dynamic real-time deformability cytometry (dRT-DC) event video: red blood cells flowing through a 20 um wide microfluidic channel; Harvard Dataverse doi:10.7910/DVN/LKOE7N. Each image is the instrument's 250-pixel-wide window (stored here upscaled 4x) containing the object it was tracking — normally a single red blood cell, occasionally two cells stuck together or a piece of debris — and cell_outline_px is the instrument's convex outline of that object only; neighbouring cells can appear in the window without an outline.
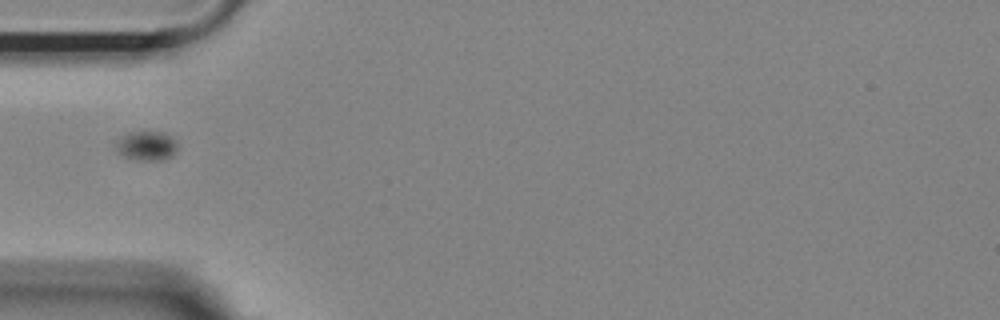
{"species": "Egyptian fruit bat (a non-hibernating species)", "species_latin": "Rousettus aegyptiacus", "temperature_condition": "room temperature", "stored_images_in_passage": 38, "camera_frame_rate_fps": 3000, "um_per_image_px": 0.085, "animal": {"sex": "female"}, "frame": {"image": 1, "passage_image": 1, "time_ms": 0.0, "image_size_px": [1000, 320], "cell_outline_px": [[176, 148], [172, 156], [160, 160], [140, 160], [124, 156], [116, 148], [116, 140], [120, 136], [128, 132], [164, 132], [176, 140]], "centroid_in_image_um": [12.45, 12.37], "position_along_channel_um": 72.6, "area_um2": 10.4}}
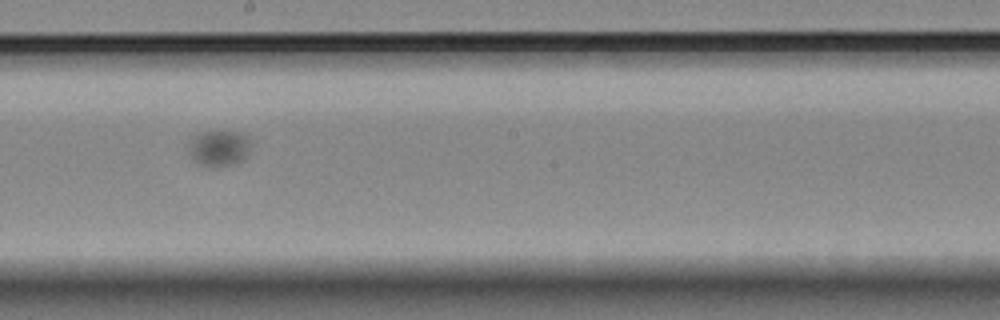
{"frame": {"image": 2, "passage_image": 16, "time_ms": 5.0, "image_size_px": [1000, 320], "cell_outline_px": [[248, 148], [244, 160], [232, 164], [216, 168], [200, 164], [192, 160], [188, 156], [188, 144], [192, 136], [200, 132], [240, 132], [248, 136]], "centroid_in_image_um": [18.53, 12.61], "position_along_channel_um": 229.7, "area_um2": 13.12}}
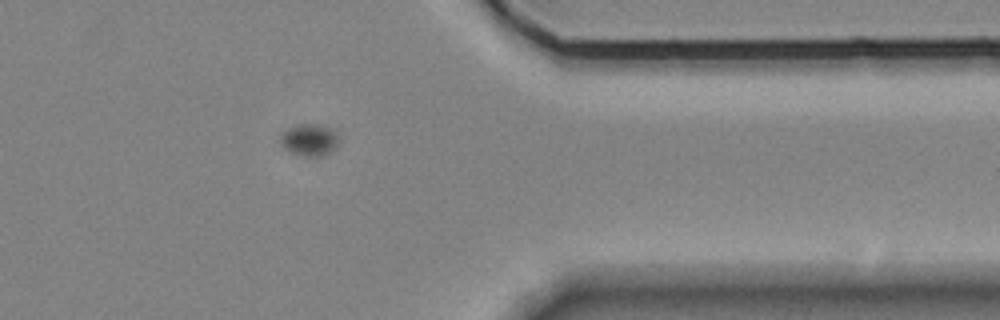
{"frame": {"image": 3, "passage_image": 32, "time_ms": 10.333, "image_size_px": [1000, 320], "cell_outline_px": [[340, 144], [336, 148], [320, 156], [304, 156], [292, 152], [284, 148], [280, 144], [280, 136], [288, 128], [296, 124], [324, 124], [336, 128], [340, 132]], "centroid_in_image_um": [26.4, 11.84], "position_along_channel_um": 385.0, "area_um2": 11.39}}